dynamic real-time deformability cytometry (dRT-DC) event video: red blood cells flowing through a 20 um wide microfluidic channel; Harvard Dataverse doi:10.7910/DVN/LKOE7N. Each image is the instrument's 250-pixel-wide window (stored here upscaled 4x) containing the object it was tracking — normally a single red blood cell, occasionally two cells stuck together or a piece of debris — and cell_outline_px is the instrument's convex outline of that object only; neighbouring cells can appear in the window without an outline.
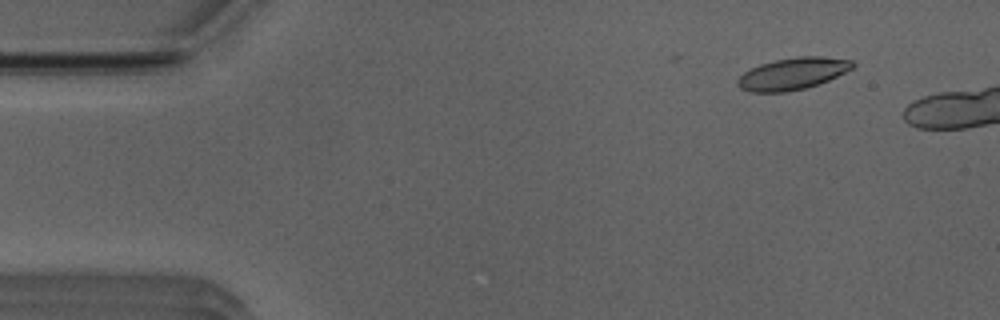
{"species": "Egyptian fruit bat (a non-hibernating species)", "species_latin": "Rousettus aegyptiacus", "temperature_condition": "room temperature", "stored_images_in_passage": 9, "camera_frame_rate_fps": 3000, "um_per_image_px": 0.085, "animal": {"sex": "male"}, "frame": {"image": 1, "passage_image": 4, "time_ms": 1.0, "image_size_px": [1000, 320], "cell_outline_px": [[856, 64], [852, 68], [828, 80], [804, 88], [788, 92], [752, 92], [740, 88], [736, 84], [736, 80], [744, 72], [760, 64], [776, 60], [796, 56], [824, 56], [852, 60]], "centroid_in_image_um": [67.36, 6.25], "position_along_channel_um": 17.6, "area_um2": 21.27}}